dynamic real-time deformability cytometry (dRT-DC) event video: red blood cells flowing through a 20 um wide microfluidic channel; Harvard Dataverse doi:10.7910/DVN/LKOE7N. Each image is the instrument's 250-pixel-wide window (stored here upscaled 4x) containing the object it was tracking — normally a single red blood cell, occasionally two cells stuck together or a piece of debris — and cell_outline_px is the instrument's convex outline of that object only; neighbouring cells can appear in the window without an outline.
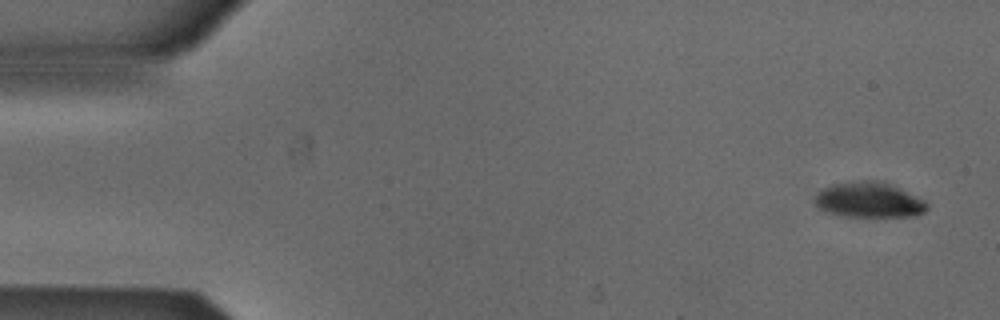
{"species": "Egyptian fruit bat (a non-hibernating species)", "species_latin": "Rousettus aegyptiacus", "temperature_condition": "cold", "stored_images_in_passage": 3, "segment_of_instrument_passage": [2, 2], "camera_frame_rate_fps": 3000, "um_per_image_px": 0.085, "animal": {"sex": "male"}, "frame": {"image": 1, "passage_image": 3, "time_ms": 0.667, "image_size_px": [1000, 320], "cell_outline_px": [[928, 208], [924, 212], [916, 216], [840, 216], [824, 212], [812, 200], [820, 188], [832, 184], [864, 180], [884, 180], [924, 200], [928, 204]], "centroid_in_image_um": [73.83, 16.98], "position_along_channel_um": 11.2, "area_um2": 23.47}}